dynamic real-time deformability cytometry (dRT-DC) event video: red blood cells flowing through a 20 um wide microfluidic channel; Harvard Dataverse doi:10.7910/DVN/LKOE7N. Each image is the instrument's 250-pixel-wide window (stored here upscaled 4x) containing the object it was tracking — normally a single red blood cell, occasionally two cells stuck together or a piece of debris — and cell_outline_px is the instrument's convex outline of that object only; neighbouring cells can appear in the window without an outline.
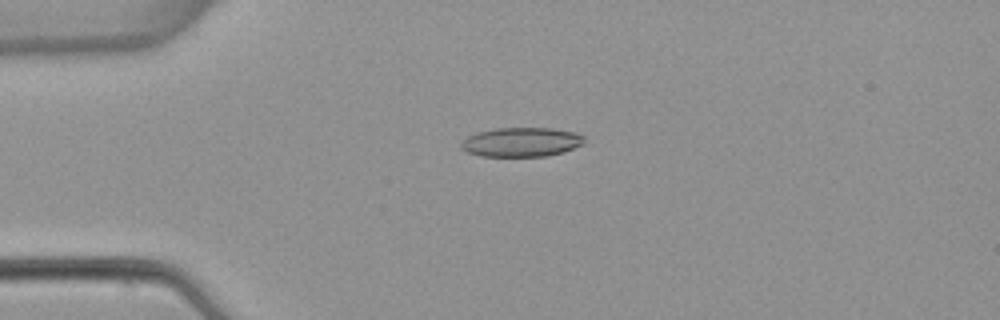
{"species": "common noctule bat (a hibernating species)", "species_latin": "Nyctalus noctula", "temperature_condition": "warm", "stored_images_in_passage": 5, "camera_frame_rate_fps": 3000, "um_per_image_px": 0.085, "animal": {"sex": "female", "body_mass_g": 22.7, "forearm_length_mm": 54.2}, "frame": {"image": 1, "passage_image": 4, "time_ms": 3.667, "image_size_px": [1000, 320], "cell_outline_px": [[584, 144], [564, 152], [548, 156], [480, 156], [468, 152], [460, 148], [460, 144], [468, 136], [476, 132], [496, 128], [552, 128], [576, 132], [584, 136]], "centroid_in_image_um": [44.34, 12.07], "position_along_channel_um": 40.7, "area_um2": 21.15}}